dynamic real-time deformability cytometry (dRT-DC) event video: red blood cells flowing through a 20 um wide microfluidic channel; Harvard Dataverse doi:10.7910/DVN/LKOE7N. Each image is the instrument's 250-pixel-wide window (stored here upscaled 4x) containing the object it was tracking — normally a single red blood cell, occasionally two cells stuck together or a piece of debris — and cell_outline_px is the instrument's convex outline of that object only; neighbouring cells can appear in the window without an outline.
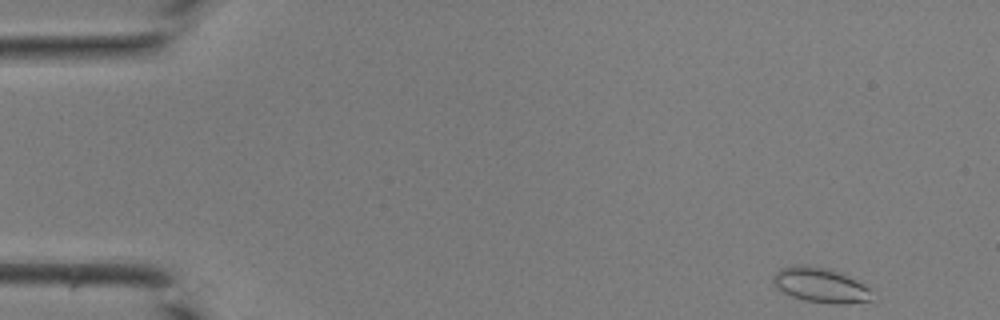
{"species": "common noctule bat (a hibernating species)", "species_latin": "Nyctalus noctula", "temperature_condition": "room temperature", "stored_images_in_passage": 40, "camera_frame_rate_fps": 3000, "um_per_image_px": 0.085, "animal": {"sex": "male", "body_mass_g": 19.0, "forearm_length_mm": 50.8}, "frame": {"image": 1, "passage_image": 1, "time_ms": 0.0, "image_size_px": [1000, 320], "cell_outline_px": [[872, 300], [844, 304], [832, 304], [804, 300], [792, 296], [776, 288], [772, 280], [772, 276], [780, 268], [796, 264], [808, 264], [832, 268], [872, 288]], "centroid_in_image_um": [69.75, 24.21], "position_along_channel_um": 15.3, "area_um2": 20.52}}
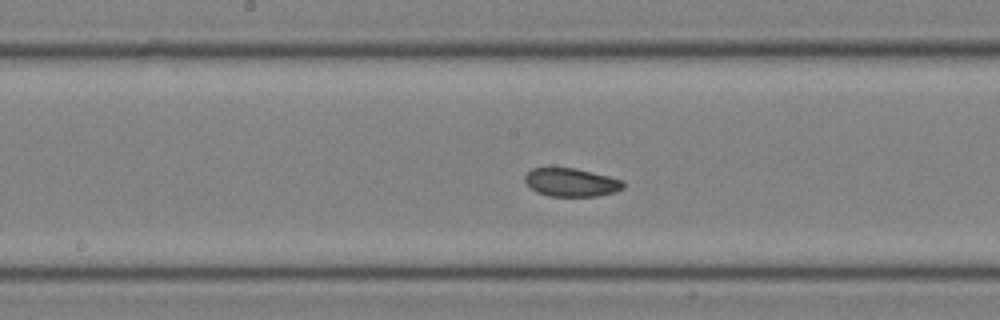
{"frame": {"image": 2, "passage_image": 20, "time_ms": 6.333, "image_size_px": [1000, 320], "cell_outline_px": [[624, 188], [616, 192], [596, 196], [548, 196], [536, 192], [524, 180], [524, 176], [532, 168], [576, 168], [624, 180]], "centroid_in_image_um": [48.58, 15.5], "position_along_channel_um": 199.6, "area_um2": 16.24}}
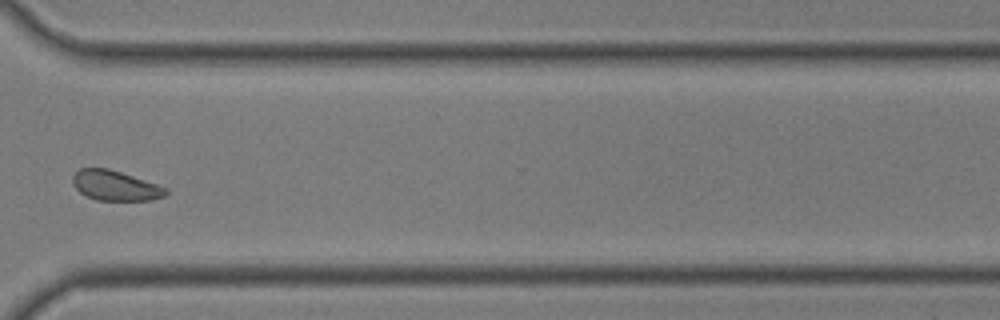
{"frame": {"image": 3, "passage_image": 30, "time_ms": 9.667, "image_size_px": [1000, 320], "cell_outline_px": [[168, 192], [164, 196], [148, 200], [96, 200], [80, 192], [72, 184], [72, 176], [80, 168], [108, 168], [168, 188]], "centroid_in_image_um": [9.77, 15.77], "position_along_channel_um": 360.8, "area_um2": 16.07}}